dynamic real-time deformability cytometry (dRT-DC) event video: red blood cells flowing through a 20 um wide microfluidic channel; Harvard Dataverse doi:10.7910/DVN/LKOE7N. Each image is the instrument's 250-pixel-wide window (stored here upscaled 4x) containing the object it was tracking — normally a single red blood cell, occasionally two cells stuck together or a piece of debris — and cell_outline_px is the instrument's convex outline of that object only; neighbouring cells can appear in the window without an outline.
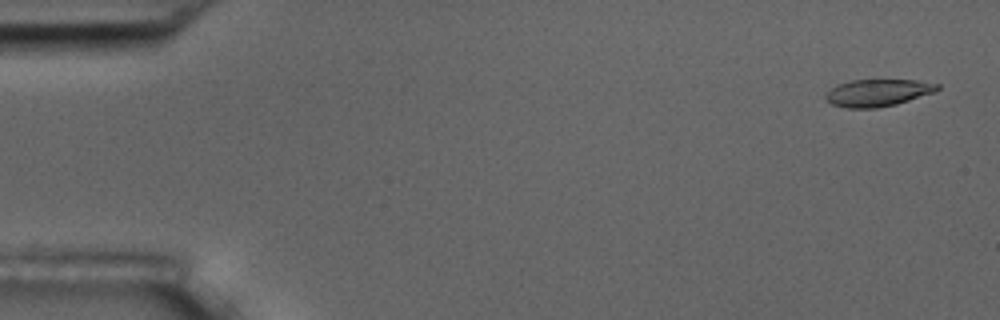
{"species": "common noctule bat (a hibernating species)", "species_latin": "Nyctalus noctula", "temperature_condition": "room temperature", "stored_images_in_passage": 57, "camera_frame_rate_fps": 3000, "um_per_image_px": 0.085, "animal": {"sex": "male", "body_mass_g": 17.5, "forearm_length_mm": 52.3}, "frame": {"image": 1, "passage_image": 3, "time_ms": 0.667, "image_size_px": [1000, 320], "cell_outline_px": [[940, 88], [936, 92], [896, 104], [876, 108], [848, 108], [832, 104], [824, 96], [836, 84], [852, 80], [916, 80], [940, 84]], "centroid_in_image_um": [74.65, 7.88], "position_along_channel_um": 10.4, "area_um2": 17.63}}
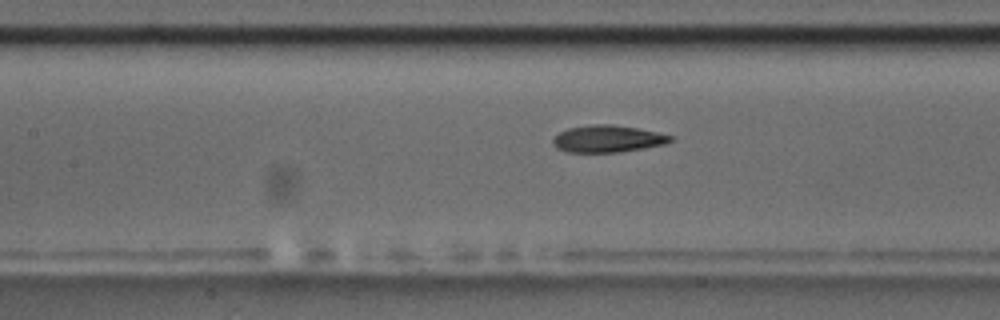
{"frame": {"image": 2, "passage_image": 26, "time_ms": 8.333, "image_size_px": [1000, 320], "cell_outline_px": [[676, 136], [672, 140], [664, 144], [644, 148], [620, 152], [568, 152], [556, 148], [552, 144], [552, 140], [560, 132], [568, 128], [596, 124], [612, 124], [636, 128]], "centroid_in_image_um": [51.66, 11.8], "position_along_channel_um": 155.7, "area_um2": 18.44}}
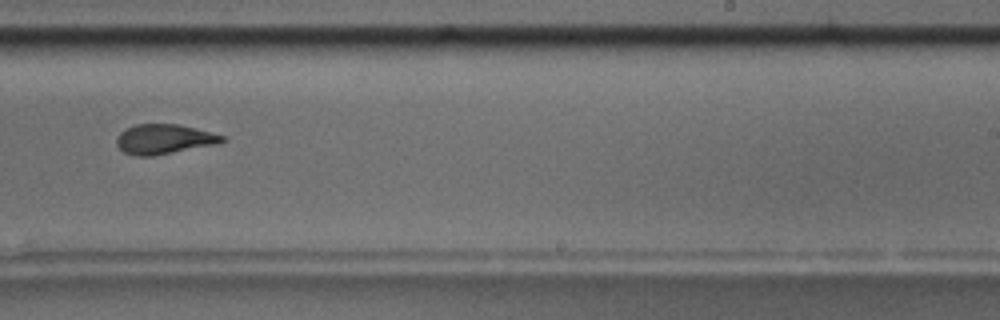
{"frame": {"image": 3, "passage_image": 36, "time_ms": 11.667, "image_size_px": [1000, 320], "cell_outline_px": [[224, 140], [216, 144], [152, 156], [136, 156], [124, 152], [116, 144], [116, 140], [120, 132], [136, 124], [176, 124], [224, 136]], "centroid_in_image_um": [13.89, 11.83], "position_along_channel_um": 275.1, "area_um2": 17.86}, "authors_computed_cell_mechanics": {"area_um2": 18.7272, "velocity_mm_per_s": 3.5949, "shape_relaxation_time_tau1_ms": 5.3541, "shape_relaxation_time_tau2_ms": 2.4418, "deformation_change_tau1": 0.1859, "deformation_change_tau2": 0.094}}